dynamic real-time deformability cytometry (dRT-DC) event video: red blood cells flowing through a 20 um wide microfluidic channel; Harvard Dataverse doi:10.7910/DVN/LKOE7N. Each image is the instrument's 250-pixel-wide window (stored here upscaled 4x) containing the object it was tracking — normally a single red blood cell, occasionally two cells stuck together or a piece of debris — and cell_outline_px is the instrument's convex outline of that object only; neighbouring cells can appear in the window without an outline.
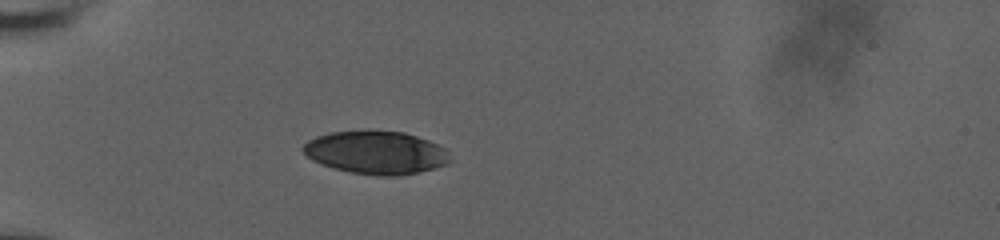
{"species": "human", "species_latin": "Homo sapiens", "temperature_condition": "room temperature", "stored_images_in_passage": 40, "camera_frame_rate_fps": 3000, "um_per_image_px": 0.085, "donor": {"sex": "male"}, "frame": {"image": 1, "passage_image": 1, "time_ms": 0.0, "image_size_px": [1000, 240], "cell_outline_px": [[452, 160], [448, 164], [420, 172], [400, 176], [380, 176], [348, 172], [332, 168], [312, 160], [300, 148], [308, 140], [316, 136], [328, 132], [404, 132], [428, 140], [444, 148], [448, 152]], "centroid_in_image_um": [31.97, 12.99], "position_along_channel_um": 53.0, "area_um2": 36.7}}
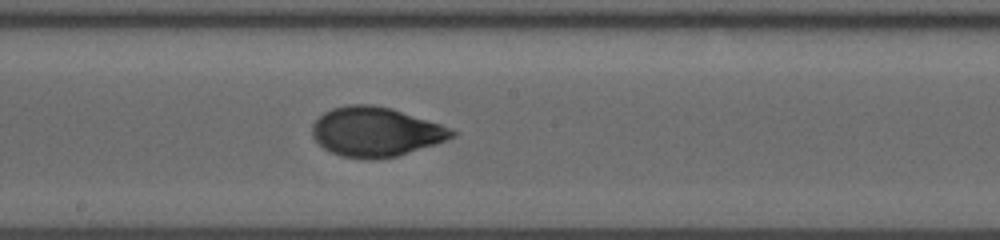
{"frame": {"image": 2, "passage_image": 16, "time_ms": 5.0, "image_size_px": [1000, 240], "cell_outline_px": [[456, 136], [396, 156], [368, 160], [344, 156], [332, 152], [324, 148], [312, 136], [312, 124], [324, 112], [332, 108], [348, 104], [372, 104], [392, 108], [440, 124], [456, 132]], "centroid_in_image_um": [31.89, 11.19], "position_along_channel_um": 216.3, "area_um2": 39.77}}
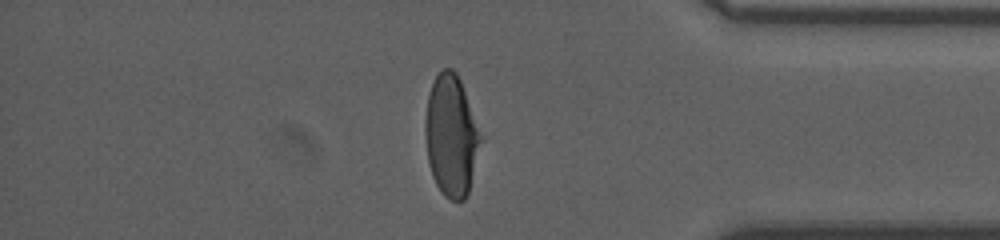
{"frame": {"image": 3, "passage_image": 32, "time_ms": 10.333, "image_size_px": [1000, 240], "cell_outline_px": [[480, 140], [468, 192], [464, 200], [452, 200], [444, 196], [436, 184], [432, 176], [428, 164], [424, 132], [424, 120], [428, 96], [432, 84], [436, 76], [444, 68], [452, 68], [456, 72], [460, 80], [480, 136]], "centroid_in_image_um": [38.29, 11.54], "position_along_channel_um": 396.9, "area_um2": 38.26}, "authors_computed_cell_mechanics": {"area_um2": 39.7375, "velocity_mm_per_s": 3.7298, "shape_relaxation_time_tau1_ms": 4.0854, "shape_relaxation_time_tau2_ms": 0.8553, "deformation_change_tau1": 0.1781, "deformation_change_tau2": 0.048}}